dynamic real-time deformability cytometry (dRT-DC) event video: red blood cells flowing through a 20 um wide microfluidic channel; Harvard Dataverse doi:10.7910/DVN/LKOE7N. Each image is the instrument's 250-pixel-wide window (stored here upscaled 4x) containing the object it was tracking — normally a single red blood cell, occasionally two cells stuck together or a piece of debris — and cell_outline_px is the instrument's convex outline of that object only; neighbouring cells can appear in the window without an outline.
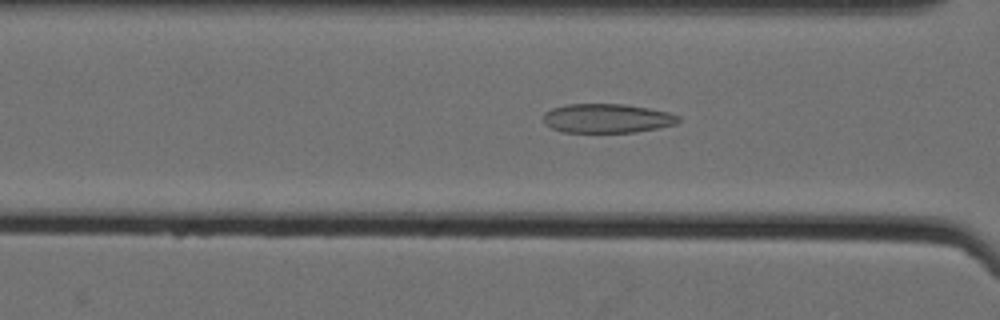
{"species": "Egyptian fruit bat (a non-hibernating species)", "species_latin": "Rousettus aegyptiacus", "temperature_condition": "cold", "stored_images_in_passage": 49, "camera_frame_rate_fps": 3000, "um_per_image_px": 0.085, "animal": {"sex": "female"}, "frame": {"image": 1, "passage_image": 17, "time_ms": 5.333, "image_size_px": [1000, 320], "cell_outline_px": [[680, 120], [676, 124], [636, 132], [564, 132], [552, 128], [544, 124], [544, 112], [552, 108], [568, 104], [624, 104], [648, 108], [668, 112], [680, 116]], "centroid_in_image_um": [51.59, 10.05], "position_along_channel_um": 115.0, "area_um2": 22.89}}
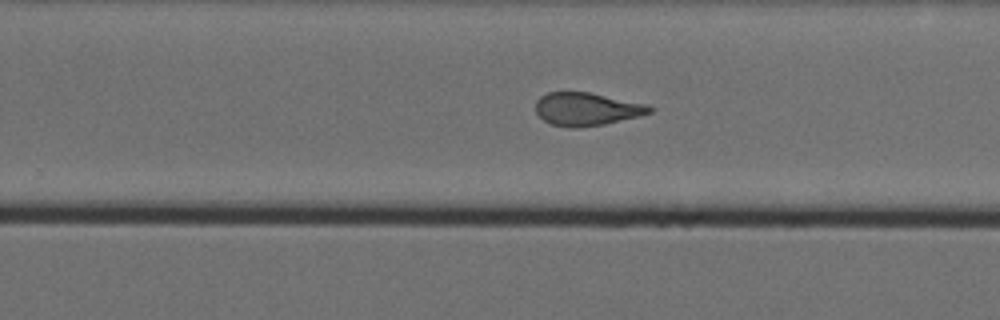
{"frame": {"image": 2, "passage_image": 31, "time_ms": 10.0, "image_size_px": [1000, 320], "cell_outline_px": [[652, 112], [640, 116], [604, 124], [576, 128], [568, 128], [552, 124], [544, 120], [536, 112], [536, 100], [540, 96], [548, 92], [588, 92], [648, 104], [652, 108]], "centroid_in_image_um": [49.86, 9.27], "position_along_channel_um": 279.9, "area_um2": 21.91}}
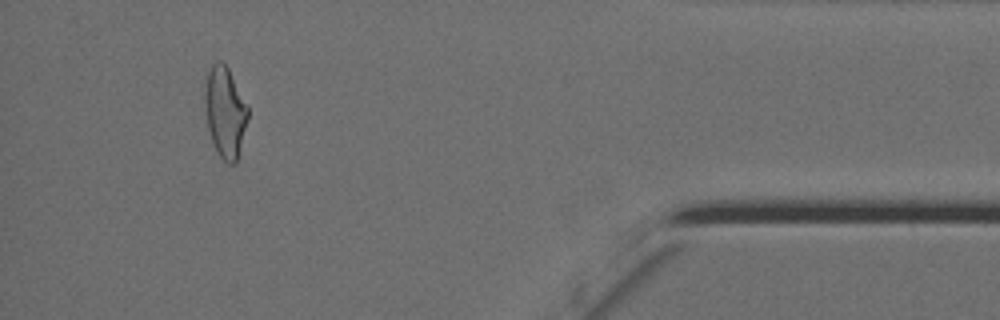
{"frame": {"image": 3, "passage_image": 46, "time_ms": 15.0, "image_size_px": [1000, 320], "cell_outline_px": [[248, 120], [236, 164], [228, 164], [216, 152], [212, 144], [208, 128], [204, 104], [204, 84], [208, 72], [212, 64], [216, 60], [220, 60], [228, 68], [248, 108]], "centroid_in_image_um": [19.11, 9.54], "position_along_channel_um": 416.1, "area_um2": 22.89}, "authors_computed_cell_mechanics": {"area_um2": 23.0622, "velocity_mm_per_s": 3.5347, "shape_relaxation_time_tau1_ms": null, "shape_relaxation_time_tau2_ms": 1.8395, "deformation_change_tau1": null, "deformation_change_tau2": 0.0895}}